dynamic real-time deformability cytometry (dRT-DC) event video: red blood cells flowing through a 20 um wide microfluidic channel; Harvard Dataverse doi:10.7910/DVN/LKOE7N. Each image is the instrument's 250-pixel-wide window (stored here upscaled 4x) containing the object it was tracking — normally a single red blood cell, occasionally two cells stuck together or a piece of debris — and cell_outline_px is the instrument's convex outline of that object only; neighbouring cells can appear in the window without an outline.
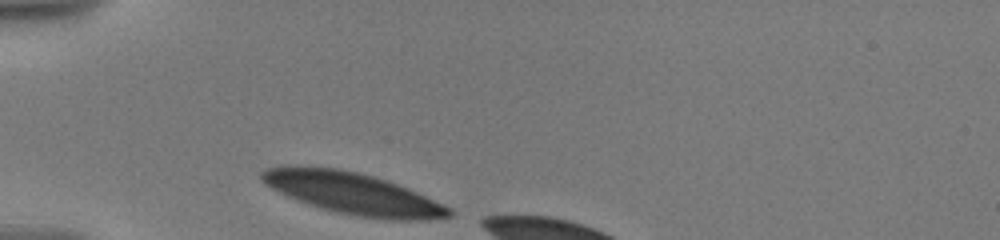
{"species": "human", "species_latin": "Homo sapiens", "temperature_condition": "warm", "stored_images_in_passage": 3, "camera_frame_rate_fps": 3000, "um_per_image_px": 0.085, "donor": {"sex": "male"}, "frame": {"image": 1, "passage_image": 1, "time_ms": 0.0, "image_size_px": [1000, 240], "cell_outline_px": [[456, 212], [452, 216], [428, 220], [388, 220], [360, 216], [336, 212], [320, 208], [296, 200], [264, 184], [260, 180], [260, 172], [264, 168], [280, 164], [296, 164], [336, 168], [356, 172], [372, 176], [408, 188], [444, 204], [452, 208]], "centroid_in_image_um": [29.94, 16.42], "position_along_channel_um": 55.1, "area_um2": 46.07}}